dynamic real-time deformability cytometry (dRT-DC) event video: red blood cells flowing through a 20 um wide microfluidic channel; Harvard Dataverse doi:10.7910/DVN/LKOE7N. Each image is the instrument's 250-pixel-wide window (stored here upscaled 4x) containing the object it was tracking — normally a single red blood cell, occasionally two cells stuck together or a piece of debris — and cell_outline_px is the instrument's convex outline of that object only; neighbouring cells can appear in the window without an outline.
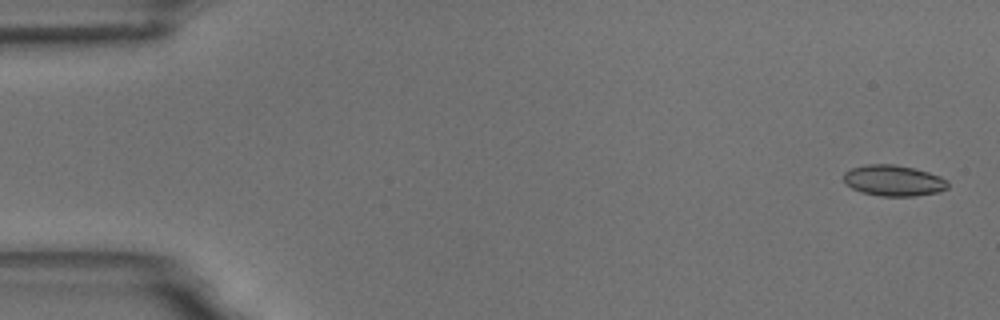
{"species": "common noctule bat (a hibernating species)", "species_latin": "Nyctalus noctula", "temperature_condition": "room temperature", "stored_images_in_passage": 51, "camera_frame_rate_fps": 3000, "um_per_image_px": 0.085, "animal": {"sex": "male", "body_mass_g": 18.8}, "frame": {"image": 1, "passage_image": 2, "time_ms": 0.333, "image_size_px": [1000, 320], "cell_outline_px": [[948, 188], [936, 192], [916, 196], [880, 196], [860, 192], [844, 184], [844, 172], [852, 168], [868, 164], [892, 164], [912, 168], [928, 172], [940, 176], [948, 180]], "centroid_in_image_um": [75.93, 15.35], "position_along_channel_um": 9.1, "area_um2": 18.79}}
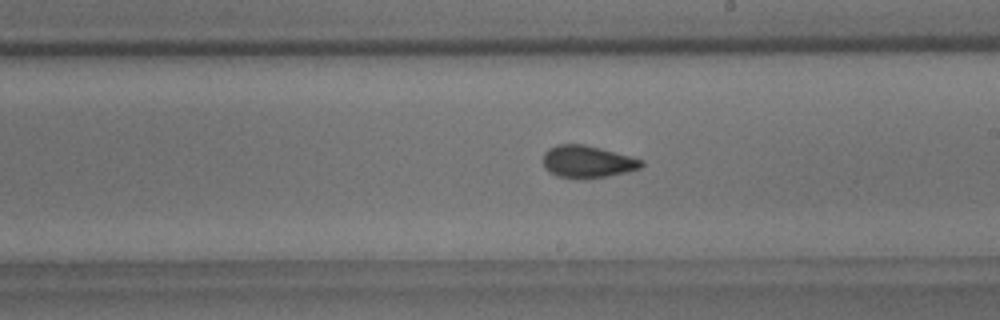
{"frame": {"image": 2, "passage_image": 32, "time_ms": 10.333, "image_size_px": [1000, 320], "cell_outline_px": [[644, 164], [640, 168], [608, 176], [556, 176], [548, 172], [544, 164], [544, 152], [548, 148], [556, 144], [584, 144], [600, 148], [644, 160]], "centroid_in_image_um": [49.92, 13.7], "position_along_channel_um": 239.1, "area_um2": 17.86}}
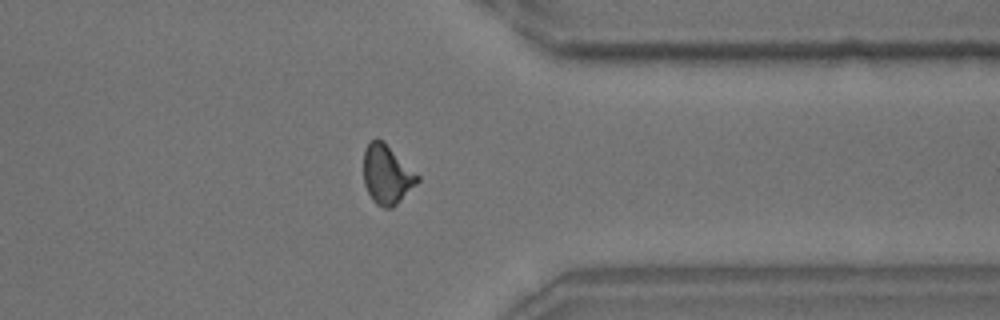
{"frame": {"image": 3, "passage_image": 44, "time_ms": 14.333, "image_size_px": [1000, 320], "cell_outline_px": [[420, 180], [392, 208], [384, 208], [376, 204], [372, 200], [364, 184], [364, 148], [376, 136], [384, 140], [420, 176]], "centroid_in_image_um": [32.88, 14.8], "position_along_channel_um": 378.5, "area_um2": 18.73}, "authors_computed_cell_mechanics": {"area_um2": 18.3226, "velocity_mm_per_s": 3.648, "shape_relaxation_time_tau1_ms": 5.4679, "shape_relaxation_time_tau2_ms": 2.3758, "deformation_change_tau1": 0.1222, "deformation_change_tau2": 0.067}}